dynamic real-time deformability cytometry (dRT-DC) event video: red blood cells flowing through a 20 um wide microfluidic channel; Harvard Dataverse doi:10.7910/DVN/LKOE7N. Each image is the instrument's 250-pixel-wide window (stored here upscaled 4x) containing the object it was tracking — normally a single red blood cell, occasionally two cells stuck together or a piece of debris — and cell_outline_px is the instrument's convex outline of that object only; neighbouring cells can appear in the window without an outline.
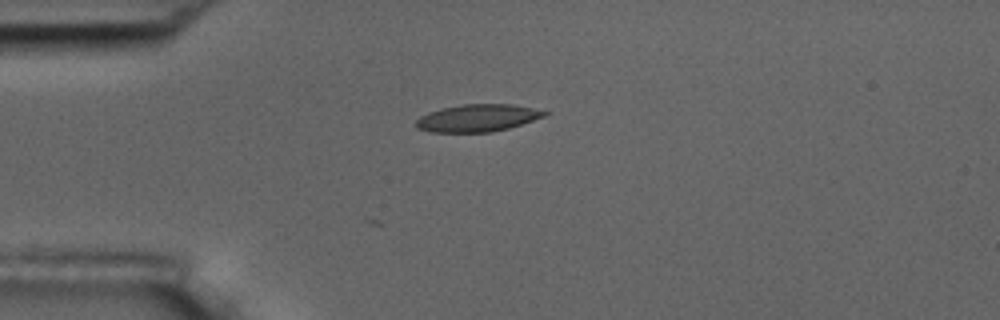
{"species": "common noctule bat (a hibernating species)", "species_latin": "Nyctalus noctula", "temperature_condition": "room temperature", "stored_images_in_passage": 2, "camera_frame_rate_fps": 3000, "um_per_image_px": 0.085, "animal": {"sex": "male", "body_mass_g": 17.5, "forearm_length_mm": 52.3}, "frame": {"image": 1, "passage_image": 2, "time_ms": 0.333, "image_size_px": [1000, 320], "cell_outline_px": [[548, 112], [544, 116], [508, 128], [492, 132], [432, 132], [416, 128], [416, 120], [420, 116], [428, 112], [440, 108], [464, 104], [512, 104], [532, 108]], "centroid_in_image_um": [40.53, 10.03], "position_along_channel_um": 44.5, "area_um2": 20.29}}